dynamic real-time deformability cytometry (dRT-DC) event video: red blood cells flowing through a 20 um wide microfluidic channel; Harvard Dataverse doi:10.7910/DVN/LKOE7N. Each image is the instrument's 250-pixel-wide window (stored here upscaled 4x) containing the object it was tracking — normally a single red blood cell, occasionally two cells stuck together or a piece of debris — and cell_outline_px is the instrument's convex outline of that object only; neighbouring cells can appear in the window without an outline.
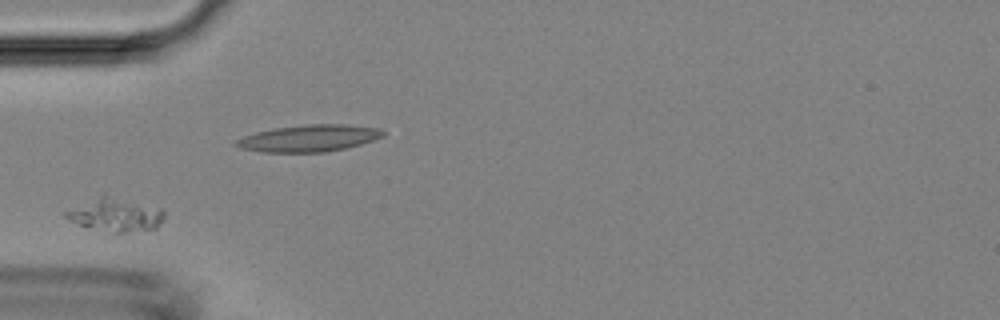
{"species": "Egyptian fruit bat (a non-hibernating species)", "species_latin": "Rousettus aegyptiacus", "temperature_condition": "room temperature", "stored_images_in_passage": 10, "camera_frame_rate_fps": 3000, "um_per_image_px": 0.085, "animal": {"sex": "female"}, "frame": {"image": 1, "passage_image": 1, "time_ms": 0.0, "image_size_px": [1000, 320], "cell_outline_px": [[164, 216], [160, 224], [156, 228], [112, 236], [68, 220], [64, 216], [64, 212], [104, 192], [164, 208]], "centroid_in_image_um": [9.84, 18.26], "position_along_channel_um": 75.2, "area_um2": 20.35}}
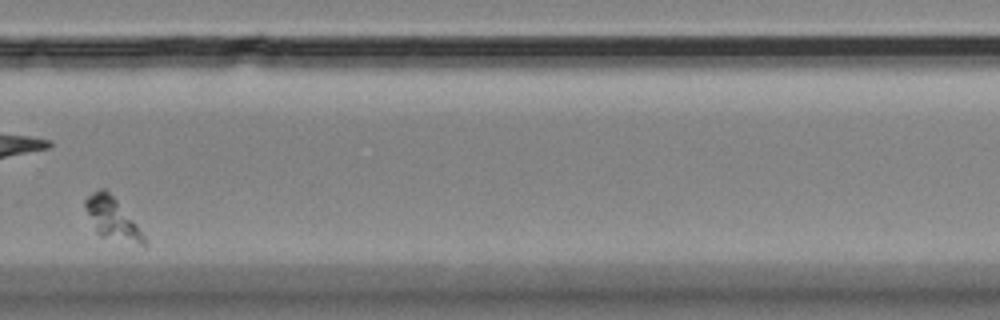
{"frame": {"image": 2, "passage_image": 7, "time_ms": 7.0, "image_size_px": [1000, 320], "cell_outline_px": [[148, 244], [144, 248], [100, 236], [96, 232], [84, 208], [84, 200], [92, 192], [100, 188], [104, 188], [116, 200], [136, 224], [144, 236]], "centroid_in_image_um": [9.55, 18.63], "position_along_channel_um": 320.3, "area_um2": 14.45}}